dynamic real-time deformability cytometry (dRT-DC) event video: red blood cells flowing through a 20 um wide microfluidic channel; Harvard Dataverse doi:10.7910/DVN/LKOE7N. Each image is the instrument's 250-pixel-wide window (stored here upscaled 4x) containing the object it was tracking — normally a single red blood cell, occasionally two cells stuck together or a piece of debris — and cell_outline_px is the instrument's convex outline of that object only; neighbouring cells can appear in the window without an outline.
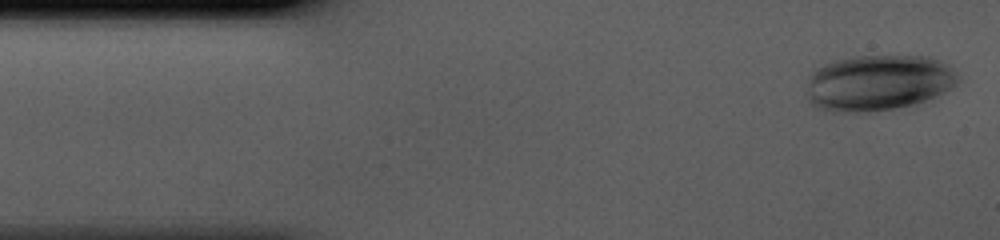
{"species": "human", "species_latin": "Homo sapiens", "temperature_condition": "cold", "stored_images_in_passage": 41, "camera_frame_rate_fps": 3000, "um_per_image_px": 0.085, "donor": {"sex": "male"}, "frame": {"image": 1, "passage_image": 1, "time_ms": 0.0, "image_size_px": [1000, 240], "cell_outline_px": [[960, 80], [952, 88], [936, 96], [912, 104], [892, 108], [868, 112], [824, 112], [816, 108], [808, 100], [808, 76], [816, 68], [832, 60], [852, 56], [928, 56], [940, 60], [948, 64], [952, 68]], "centroid_in_image_um": [74.62, 7.03], "position_along_channel_um": 10.4, "area_um2": 49.71}}
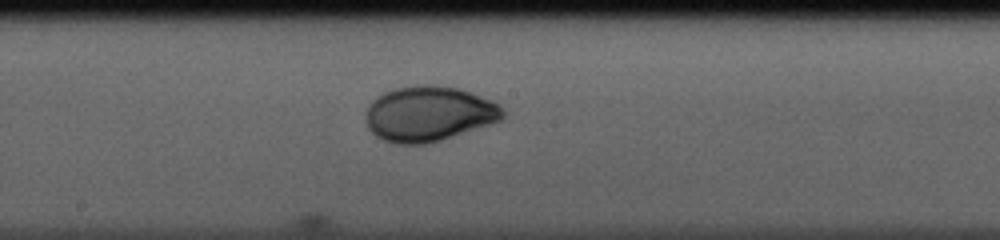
{"frame": {"image": 2, "passage_image": 21, "time_ms": 6.667, "image_size_px": [1000, 240], "cell_outline_px": [[504, 116], [500, 120], [428, 144], [396, 144], [384, 140], [376, 136], [368, 128], [364, 120], [364, 112], [368, 104], [376, 96], [384, 92], [396, 88], [420, 84], [432, 84], [460, 88], [492, 100], [500, 104], [504, 112]], "centroid_in_image_um": [36.4, 9.65], "position_along_channel_um": 211.8, "area_um2": 44.39}}
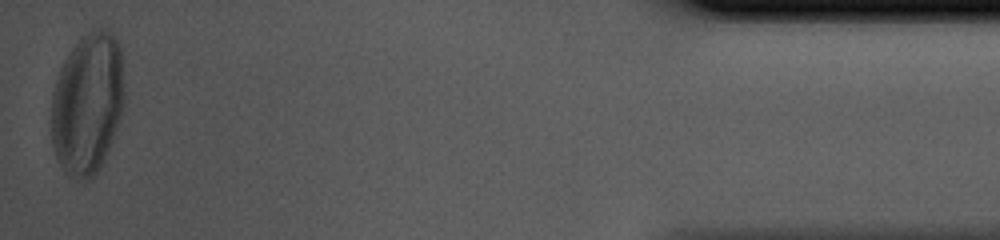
{"frame": {"image": 3, "passage_image": 41, "time_ms": 13.333, "image_size_px": [1000, 240], "cell_outline_px": [[124, 108], [120, 120], [104, 160], [100, 168], [84, 184], [68, 176], [64, 172], [56, 156], [52, 144], [52, 92], [60, 68], [64, 60], [72, 48], [88, 32], [100, 28], [108, 28], [116, 36], [120, 44], [124, 56]], "centroid_in_image_um": [7.48, 8.8], "position_along_channel_um": 427.7, "area_um2": 61.33}}